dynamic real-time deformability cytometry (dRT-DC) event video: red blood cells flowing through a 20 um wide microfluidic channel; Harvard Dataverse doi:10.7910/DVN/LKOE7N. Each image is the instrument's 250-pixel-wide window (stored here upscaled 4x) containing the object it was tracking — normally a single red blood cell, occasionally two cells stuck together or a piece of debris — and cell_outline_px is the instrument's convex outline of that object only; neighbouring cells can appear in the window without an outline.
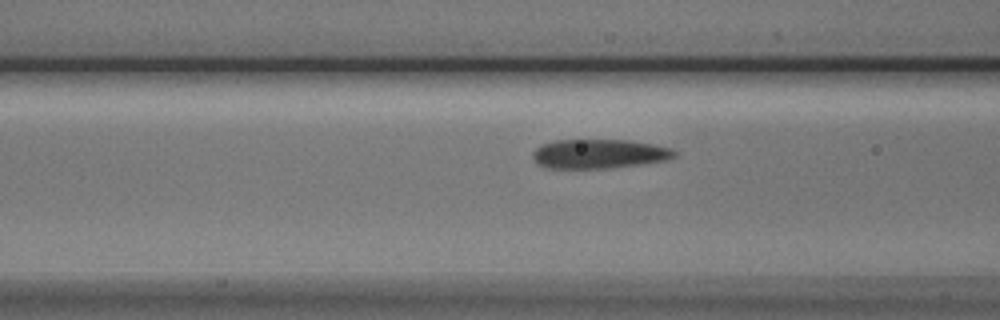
{"species": "Egyptian fruit bat (a non-hibernating species)", "species_latin": "Rousettus aegyptiacus", "temperature_condition": "cold", "stored_images_in_passage": 18, "camera_frame_rate_fps": 3000, "um_per_image_px": 0.085, "animal": {"sex": "male"}, "frame": {"image": 1, "passage_image": 17, "time_ms": 5.333, "image_size_px": [1000, 320], "cell_outline_px": [[676, 156], [664, 160], [640, 164], [612, 168], [548, 168], [536, 164], [532, 156], [532, 152], [536, 148], [544, 144], [556, 140], [632, 140], [672, 148], [676, 152]], "centroid_in_image_um": [50.91, 13.07], "position_along_channel_um": 115.7, "area_um2": 24.16}}